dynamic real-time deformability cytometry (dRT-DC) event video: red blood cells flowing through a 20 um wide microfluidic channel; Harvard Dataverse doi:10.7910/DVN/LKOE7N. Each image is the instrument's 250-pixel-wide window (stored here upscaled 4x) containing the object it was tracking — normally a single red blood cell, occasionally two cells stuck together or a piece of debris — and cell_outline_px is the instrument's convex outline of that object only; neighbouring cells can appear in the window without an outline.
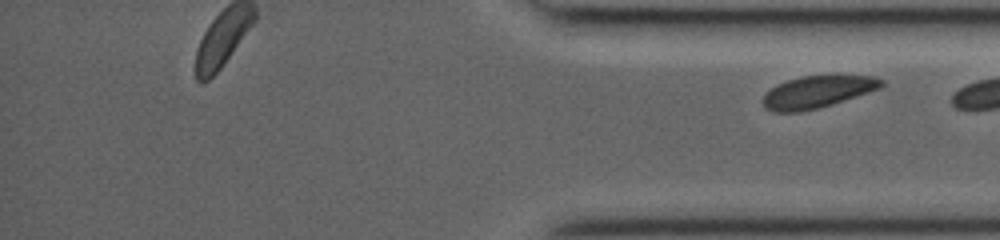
{"species": "common noctule bat (a hibernating species)", "species_latin": "Nyctalus noctula", "temperature_condition": "room temperature", "stored_images_in_passage": 27, "segment_of_instrument_passage": [2, 2], "camera_frame_rate_fps": 3000, "um_per_image_px": 0.085, "animal": {"sex": "female", "body_mass_g": 19.0, "forearm_length_mm": 53.3}, "frame": {"image": 1, "passage_image": 27, "time_ms": 8.667, "image_size_px": [1000, 240], "cell_outline_px": [[884, 84], [880, 88], [832, 104], [800, 112], [772, 112], [764, 108], [760, 100], [776, 84], [788, 80], [804, 76], [872, 76], [884, 80]], "centroid_in_image_um": [69.42, 7.82], "position_along_channel_um": 365.8, "area_um2": 21.91}}